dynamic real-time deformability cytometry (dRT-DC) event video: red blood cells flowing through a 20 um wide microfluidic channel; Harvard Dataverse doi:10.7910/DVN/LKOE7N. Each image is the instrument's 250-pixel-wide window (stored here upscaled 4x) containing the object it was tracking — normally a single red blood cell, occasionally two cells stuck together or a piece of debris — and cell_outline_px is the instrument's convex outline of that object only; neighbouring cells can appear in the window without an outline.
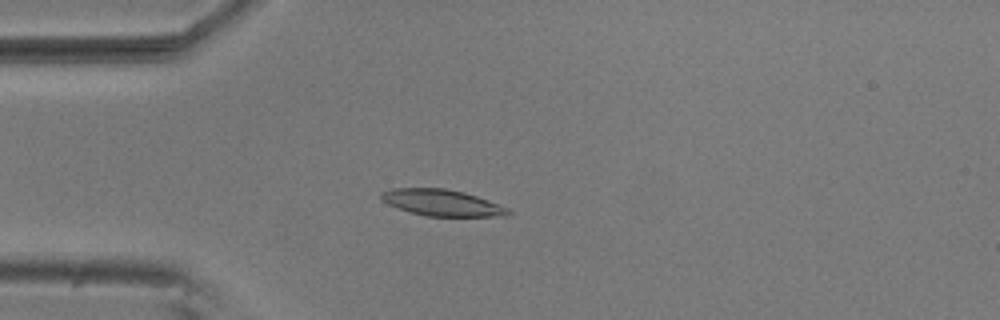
{"species": "common noctule bat (a hibernating species)", "species_latin": "Nyctalus noctula", "temperature_condition": "room temperature", "stored_images_in_passage": 25, "camera_frame_rate_fps": 3000, "um_per_image_px": 0.085, "animal": {"sex": "male", "body_mass_g": 20.5, "forearm_length_mm": 52.5}, "frame": {"image": 1, "passage_image": 13, "time_ms": 4.0, "image_size_px": [1000, 320], "cell_outline_px": [[512, 212], [504, 216], [424, 216], [388, 204], [380, 196], [380, 192], [392, 188], [444, 188], [464, 192], [476, 196], [508, 208]], "centroid_in_image_um": [37.56, 17.22], "position_along_channel_um": 47.4, "area_um2": 19.25}}
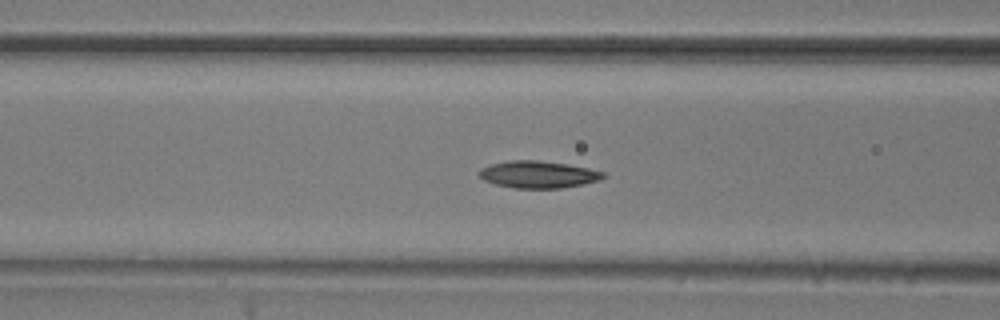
{"frame": {"image": 2, "passage_image": 20, "time_ms": 6.333, "image_size_px": [1000, 320], "cell_outline_px": [[608, 176], [600, 180], [584, 184], [560, 188], [512, 188], [496, 184], [484, 180], [476, 172], [480, 168], [492, 164], [508, 160], [536, 160], [564, 164], [588, 168], [604, 172]], "centroid_in_image_um": [45.74, 14.83], "position_along_channel_um": 120.9, "area_um2": 19.59}}
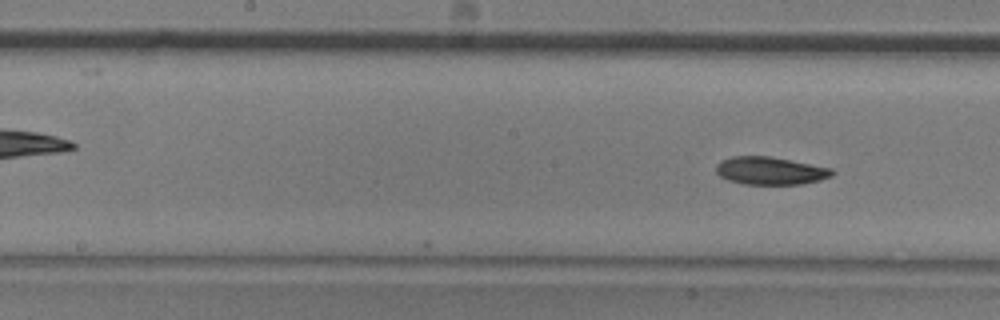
{"frame": {"image": 3, "passage_image": 25, "time_ms": 8.0, "image_size_px": [1000, 320], "cell_outline_px": [[836, 172], [832, 176], [820, 180], [800, 184], [744, 184], [728, 180], [720, 176], [716, 172], [716, 164], [720, 160], [732, 156], [768, 156], [832, 168]], "centroid_in_image_um": [65.46, 14.51], "position_along_channel_um": 182.7, "area_um2": 18.79}}